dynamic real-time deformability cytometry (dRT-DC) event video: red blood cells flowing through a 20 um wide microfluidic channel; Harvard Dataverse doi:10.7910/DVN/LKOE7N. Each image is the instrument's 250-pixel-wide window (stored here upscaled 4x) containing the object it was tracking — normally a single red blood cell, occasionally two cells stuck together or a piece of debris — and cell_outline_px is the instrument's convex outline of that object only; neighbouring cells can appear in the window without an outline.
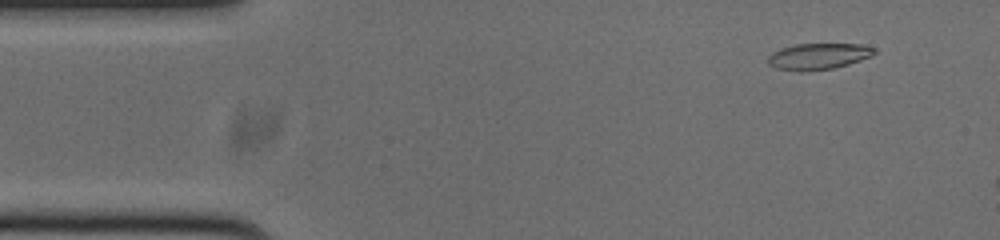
{"species": "common noctule bat (a hibernating species)", "species_latin": "Nyctalus noctula", "temperature_condition": "cold", "stored_images_in_passage": 9, "camera_frame_rate_fps": 3000, "um_per_image_px": 0.085, "animal": {"sex": "male", "body_mass_g": 20.0, "forearm_length_mm": 53.3}, "frame": {"image": 1, "passage_image": 4, "time_ms": 1.0, "image_size_px": [1000, 240], "cell_outline_px": [[876, 52], [872, 56], [848, 64], [832, 68], [804, 72], [800, 72], [776, 68], [768, 64], [768, 56], [772, 52], [780, 48], [796, 44], [860, 44], [876, 48]], "centroid_in_image_um": [69.54, 4.79], "position_along_channel_um": 15.5, "area_um2": 16.36}}